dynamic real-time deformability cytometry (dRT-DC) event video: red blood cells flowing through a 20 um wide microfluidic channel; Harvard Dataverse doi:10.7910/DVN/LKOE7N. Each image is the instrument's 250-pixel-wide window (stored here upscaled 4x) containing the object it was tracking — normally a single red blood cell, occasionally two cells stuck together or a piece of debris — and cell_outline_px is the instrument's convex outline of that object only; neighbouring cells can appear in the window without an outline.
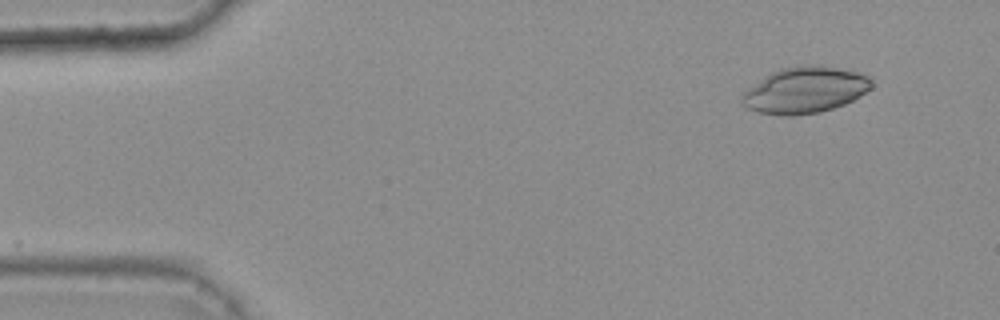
{"species": "common noctule bat (a hibernating species)", "species_latin": "Nyctalus noctula", "temperature_condition": "warm", "stored_images_in_passage": 43, "camera_frame_rate_fps": 3000, "um_per_image_px": 0.085, "animal": {"sex": "female", "body_mass_g": 25.1}, "frame": {"image": 1, "passage_image": 1, "time_ms": 0.0, "image_size_px": [1000, 320], "cell_outline_px": [[872, 88], [852, 100], [844, 104], [820, 112], [792, 116], [784, 116], [760, 112], [748, 108], [740, 100], [740, 96], [748, 88], [772, 72], [780, 68], [796, 64], [820, 64], [856, 72], [872, 76]], "centroid_in_image_um": [68.44, 7.63], "position_along_channel_um": 16.6, "area_um2": 35.08}}
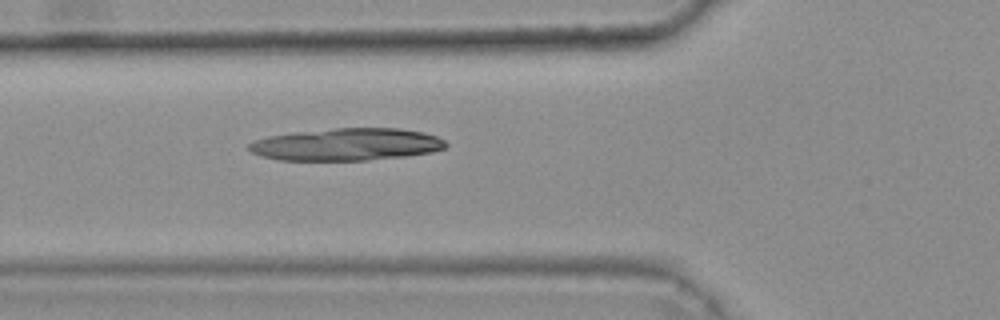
{"frame": {"image": 2, "passage_image": 15, "time_ms": 4.667, "image_size_px": [1000, 320], "cell_outline_px": [[448, 144], [444, 148], [432, 152], [404, 156], [368, 160], [280, 160], [260, 156], [252, 152], [248, 148], [248, 144], [252, 140], [268, 136], [296, 132], [336, 128], [400, 128], [424, 132], [436, 136], [444, 140]], "centroid_in_image_um": [29.45, 12.27], "position_along_channel_um": 96.4, "area_um2": 37.11}}
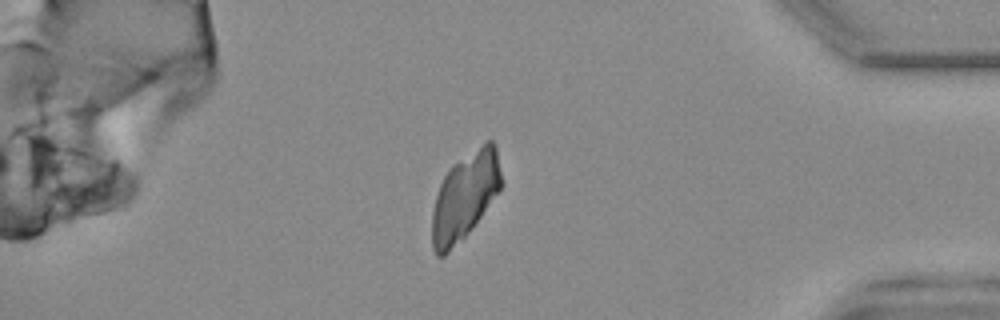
{"frame": {"image": 3, "passage_image": 41, "time_ms": 13.333, "image_size_px": [1000, 320], "cell_outline_px": [[504, 184], [472, 228], [444, 256], [436, 256], [432, 248], [432, 212], [436, 196], [440, 184], [444, 176], [452, 164], [488, 140], [492, 140], [496, 144], [504, 180]], "centroid_in_image_um": [39.54, 16.64], "position_along_channel_um": 395.7, "area_um2": 35.2}}